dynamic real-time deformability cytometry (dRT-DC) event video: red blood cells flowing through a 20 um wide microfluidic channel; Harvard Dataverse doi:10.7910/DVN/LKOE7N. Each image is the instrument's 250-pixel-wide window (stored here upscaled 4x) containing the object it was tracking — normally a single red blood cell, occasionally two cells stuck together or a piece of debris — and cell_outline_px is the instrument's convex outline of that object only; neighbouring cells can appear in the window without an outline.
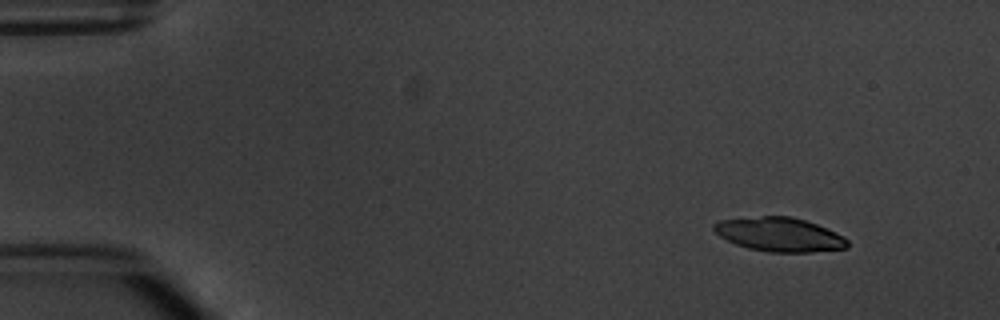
{"species": "common noctule bat (a hibernating species)", "species_latin": "Nyctalus noctula", "temperature_condition": "warm", "stored_images_in_passage": 4, "camera_frame_rate_fps": 3000, "um_per_image_px": 0.085, "animal": {"sex": "male", "body_mass_g": 20.1, "forearm_length_mm": 53.5}, "frame": {"image": 1, "passage_image": 1, "time_ms": 0.0, "image_size_px": [1000, 320], "cell_outline_px": [[848, 248], [808, 252], [768, 252], [748, 248], [736, 244], [720, 236], [712, 228], [712, 224], [720, 220], [760, 216], [792, 216], [816, 224], [836, 232], [844, 236], [848, 240]], "centroid_in_image_um": [66.26, 19.93], "position_along_channel_um": 18.7, "area_um2": 26.41}}